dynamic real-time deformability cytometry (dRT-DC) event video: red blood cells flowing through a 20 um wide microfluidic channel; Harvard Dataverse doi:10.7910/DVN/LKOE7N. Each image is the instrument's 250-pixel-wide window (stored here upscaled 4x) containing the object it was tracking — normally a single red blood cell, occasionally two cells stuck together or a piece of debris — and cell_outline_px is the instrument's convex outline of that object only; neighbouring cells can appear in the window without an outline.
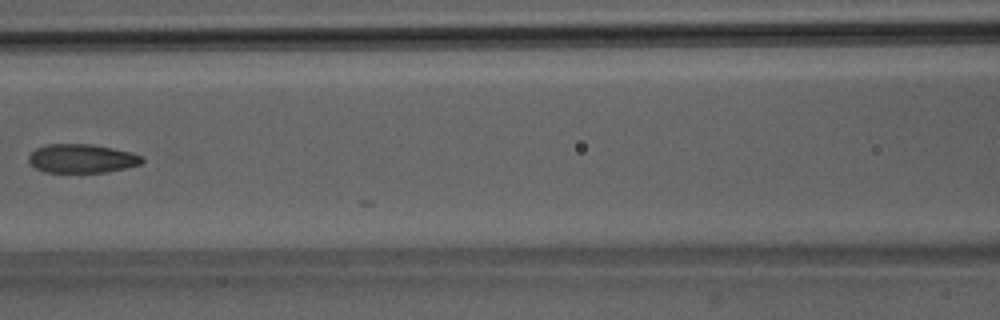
{"species": "Egyptian fruit bat (a non-hibernating species)", "species_latin": "Rousettus aegyptiacus", "temperature_condition": "room temperature", "stored_images_in_passage": 6, "camera_frame_rate_fps": 3000, "um_per_image_px": 0.085, "animal": {"sex": "male"}, "frame": {"image": 1, "passage_image": 5, "time_ms": 5.667, "image_size_px": [1000, 320], "cell_outline_px": [[144, 160], [140, 164], [124, 168], [104, 172], [44, 172], [36, 168], [28, 160], [28, 156], [36, 148], [48, 144], [92, 144], [132, 152], [144, 156]], "centroid_in_image_um": [6.96, 13.46], "position_along_channel_um": 159.6, "area_um2": 18.96}}